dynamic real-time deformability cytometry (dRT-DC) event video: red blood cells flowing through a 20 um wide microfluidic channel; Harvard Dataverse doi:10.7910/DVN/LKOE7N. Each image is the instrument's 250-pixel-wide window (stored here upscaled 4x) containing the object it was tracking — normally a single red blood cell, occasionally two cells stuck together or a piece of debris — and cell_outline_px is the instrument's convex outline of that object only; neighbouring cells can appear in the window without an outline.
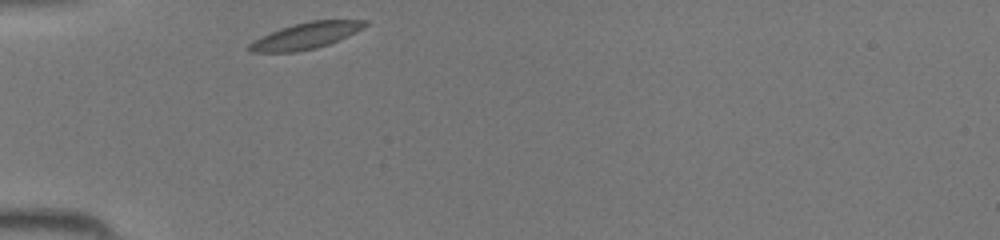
{"species": "common noctule bat (a hibernating species)", "species_latin": "Nyctalus noctula", "temperature_condition": "room temperature", "stored_images_in_passage": 25, "camera_frame_rate_fps": 3000, "um_per_image_px": 0.085, "animal": {"sex": "female", "body_mass_g": 19.5, "forearm_length_mm": 54.1}, "frame": {"image": 1, "passage_image": 1, "time_ms": 0.0, "image_size_px": [1000, 240], "cell_outline_px": [[368, 24], [364, 28], [328, 44], [316, 48], [296, 52], [248, 52], [244, 48], [248, 44], [260, 36], [280, 28], [292, 24], [308, 20], [364, 20]], "centroid_in_image_um": [25.91, 3.04], "position_along_channel_um": 59.1, "area_um2": 17.86}}
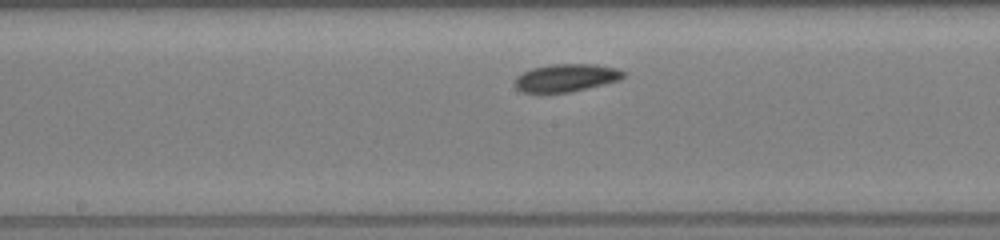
{"frame": {"image": 2, "passage_image": 11, "time_ms": 3.333, "image_size_px": [1000, 240], "cell_outline_px": [[624, 76], [620, 80], [572, 92], [520, 92], [512, 84], [516, 76], [532, 68], [548, 64], [596, 64], [616, 68], [624, 72]], "centroid_in_image_um": [48.09, 6.61], "position_along_channel_um": 200.1, "area_um2": 17.69}}
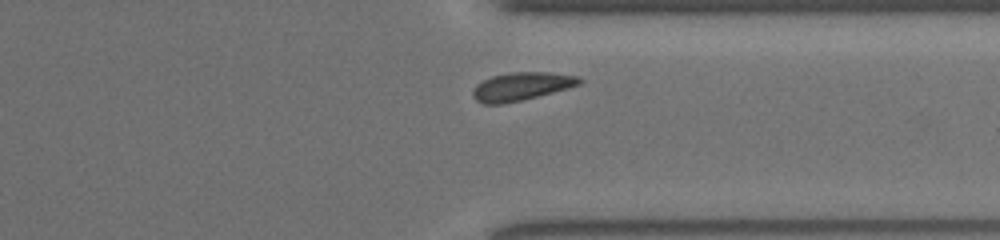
{"frame": {"image": 3, "passage_image": 22, "time_ms": 7.0, "image_size_px": [1000, 240], "cell_outline_px": [[584, 80], [580, 84], [568, 88], [520, 100], [500, 104], [484, 104], [476, 100], [472, 96], [472, 92], [476, 84], [492, 76], [508, 72], [552, 72], [580, 76]], "centroid_in_image_um": [44.34, 7.32], "position_along_channel_um": 367.1, "area_um2": 17.46}}